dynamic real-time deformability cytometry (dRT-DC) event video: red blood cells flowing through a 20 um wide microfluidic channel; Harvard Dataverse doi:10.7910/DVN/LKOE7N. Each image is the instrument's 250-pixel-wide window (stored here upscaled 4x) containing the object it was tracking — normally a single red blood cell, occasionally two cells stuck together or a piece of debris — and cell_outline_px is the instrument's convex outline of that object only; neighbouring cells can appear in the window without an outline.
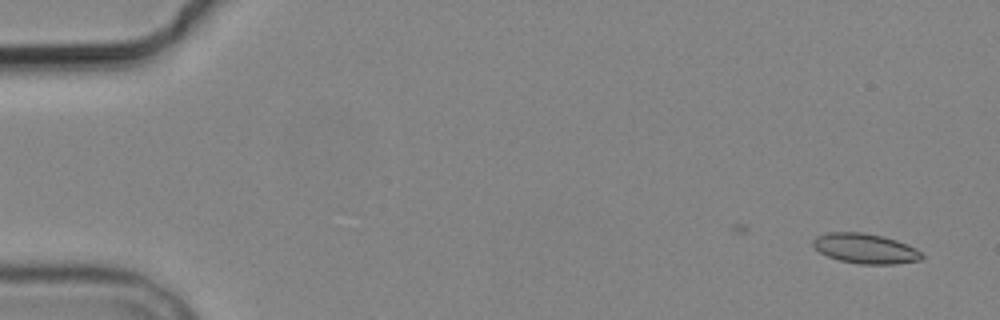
{"species": "common noctule bat (a hibernating species)", "species_latin": "Nyctalus noctula", "temperature_condition": "cold", "stored_images_in_passage": 2, "camera_frame_rate_fps": 3000, "um_per_image_px": 0.085, "animal": {"sex": "male", "body_mass_g": 19.2, "forearm_length_mm": 51.8}, "frame": {"image": 1, "passage_image": 2, "time_ms": 1.0, "image_size_px": [1000, 320], "cell_outline_px": [[924, 256], [920, 260], [896, 264], [860, 264], [840, 260], [828, 256], [820, 252], [812, 244], [812, 240], [816, 236], [828, 232], [864, 232], [896, 240], [916, 248]], "centroid_in_image_um": [73.54, 21.12], "position_along_channel_um": 11.5, "area_um2": 18.9}}